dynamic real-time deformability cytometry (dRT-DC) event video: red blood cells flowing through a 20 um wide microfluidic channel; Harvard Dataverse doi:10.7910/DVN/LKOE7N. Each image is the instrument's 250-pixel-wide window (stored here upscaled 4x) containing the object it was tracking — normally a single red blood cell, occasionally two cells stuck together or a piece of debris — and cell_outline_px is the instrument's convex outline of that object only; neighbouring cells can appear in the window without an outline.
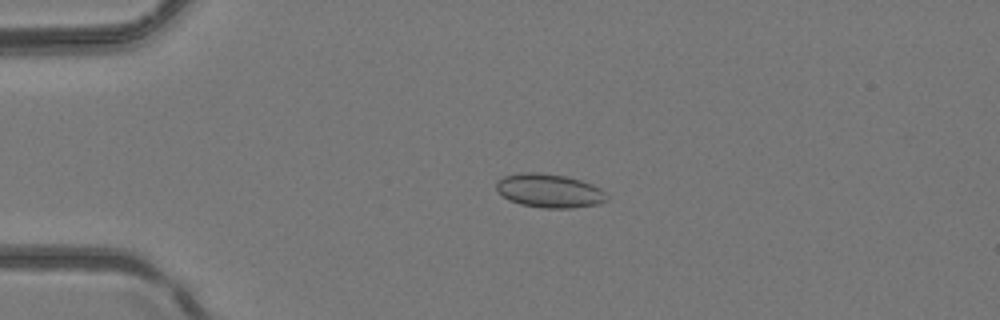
{"species": "common noctule bat (a hibernating species)", "species_latin": "Nyctalus noctula", "temperature_condition": "room temperature", "stored_images_in_passage": 6, "camera_frame_rate_fps": 3000, "um_per_image_px": 0.085, "animal": {"sex": "female", "body_mass_g": 24.6, "forearm_length_mm": 56.2}, "frame": {"image": 1, "passage_image": 4, "time_ms": 1.0, "image_size_px": [1000, 320], "cell_outline_px": [[608, 200], [596, 204], [572, 208], [544, 208], [520, 204], [508, 200], [496, 188], [496, 184], [504, 176], [520, 172], [540, 172], [568, 176], [592, 184], [600, 188], [608, 196]], "centroid_in_image_um": [46.71, 16.2], "position_along_channel_um": 38.3, "area_um2": 21.73}}
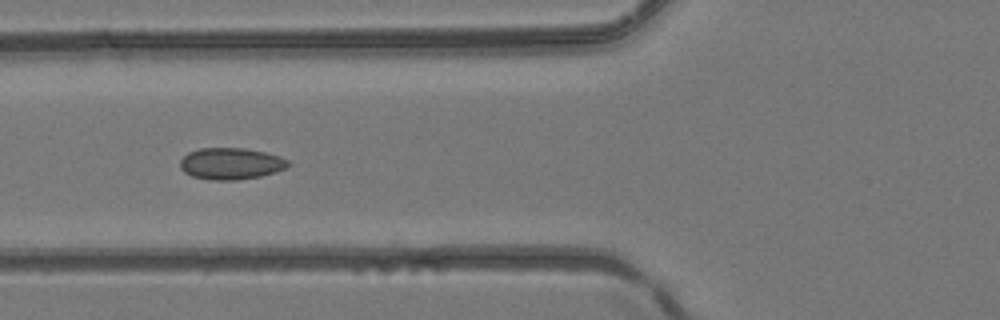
{"frame": {"image": 2, "passage_image": 6, "time_ms": 1.667, "image_size_px": [1000, 320], "cell_outline_px": [[292, 164], [276, 172], [260, 176], [236, 180], [212, 180], [192, 176], [184, 172], [180, 168], [180, 160], [188, 152], [200, 148], [244, 148], [264, 152], [280, 156], [288, 160]], "centroid_in_image_um": [19.62, 13.9], "position_along_channel_um": 106.2, "area_um2": 19.94}}